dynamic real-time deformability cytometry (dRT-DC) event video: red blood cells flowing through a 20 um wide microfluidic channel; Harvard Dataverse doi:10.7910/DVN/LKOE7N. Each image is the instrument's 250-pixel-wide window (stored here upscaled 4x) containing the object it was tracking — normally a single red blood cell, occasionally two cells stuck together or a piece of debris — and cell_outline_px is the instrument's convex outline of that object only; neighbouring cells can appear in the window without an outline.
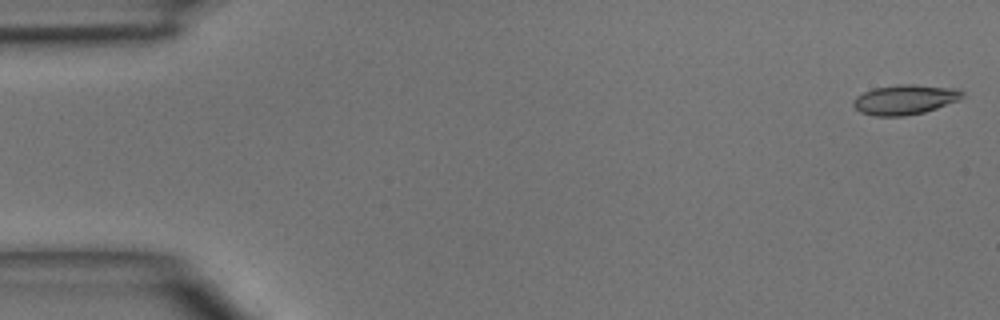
{"species": "common noctule bat (a hibernating species)", "species_latin": "Nyctalus noctula", "temperature_condition": "room temperature", "stored_images_in_passage": 47, "camera_frame_rate_fps": 3000, "um_per_image_px": 0.085, "animal": {"sex": "male", "body_mass_g": 15.6}, "frame": {"image": 1, "passage_image": 1, "time_ms": 0.0, "image_size_px": [1000, 320], "cell_outline_px": [[964, 96], [960, 100], [924, 112], [904, 116], [876, 116], [860, 112], [852, 104], [852, 100], [856, 96], [864, 92], [876, 88], [900, 84], [916, 84], [956, 88], [964, 92]], "centroid_in_image_um": [76.94, 8.46], "position_along_channel_um": 8.1, "area_um2": 19.02}}
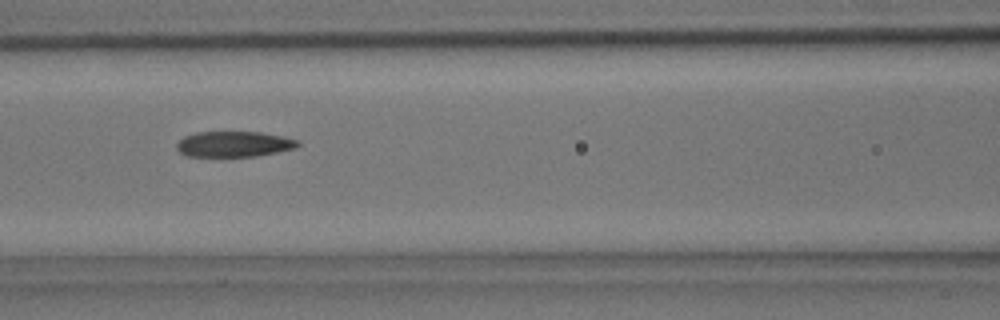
{"frame": {"image": 2, "passage_image": 20, "time_ms": 6.333, "image_size_px": [1000, 320], "cell_outline_px": [[300, 144], [296, 148], [256, 156], [188, 156], [180, 152], [176, 148], [176, 144], [184, 136], [196, 132], [260, 132], [300, 140]], "centroid_in_image_um": [19.89, 12.24], "position_along_channel_um": 146.7, "area_um2": 17.98}}
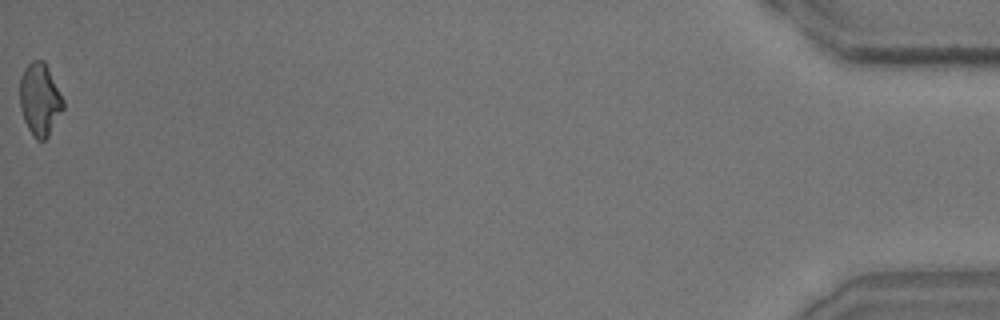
{"frame": {"image": 3, "passage_image": 47, "time_ms": 15.333, "image_size_px": [1000, 320], "cell_outline_px": [[64, 108], [48, 136], [44, 140], [36, 140], [32, 136], [24, 120], [20, 108], [20, 76], [24, 68], [32, 60], [44, 60], [64, 100]], "centroid_in_image_um": [3.38, 8.45], "position_along_channel_um": 431.8, "area_um2": 18.32}}